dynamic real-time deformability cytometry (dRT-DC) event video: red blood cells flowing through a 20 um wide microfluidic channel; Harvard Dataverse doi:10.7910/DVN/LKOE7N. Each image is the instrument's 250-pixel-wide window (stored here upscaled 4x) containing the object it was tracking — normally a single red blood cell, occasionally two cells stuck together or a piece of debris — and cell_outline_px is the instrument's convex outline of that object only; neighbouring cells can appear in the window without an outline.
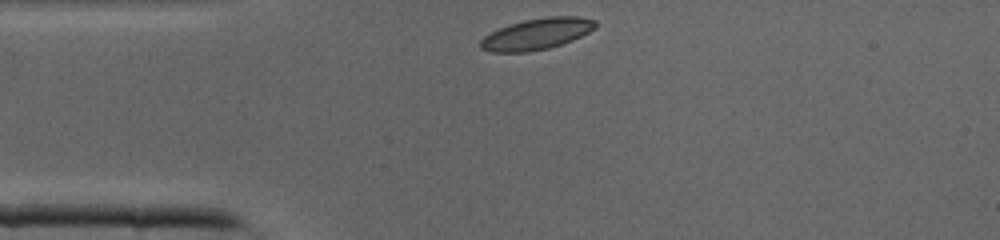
{"species": "common noctule bat (a hibernating species)", "species_latin": "Nyctalus noctula", "temperature_condition": "cold", "stored_images_in_passage": 25, "camera_frame_rate_fps": 3000, "um_per_image_px": 0.085, "animal": {"sex": "male", "body_mass_g": 19.0, "forearm_length_mm": 50.8}, "frame": {"image": 1, "passage_image": 1, "time_ms": 0.0, "image_size_px": [1000, 240], "cell_outline_px": [[596, 28], [572, 40], [548, 48], [528, 52], [492, 52], [480, 48], [480, 40], [484, 36], [500, 28], [524, 20], [548, 16], [580, 16], [596, 20]], "centroid_in_image_um": [45.64, 2.88], "position_along_channel_um": 39.4, "area_um2": 20.75}}
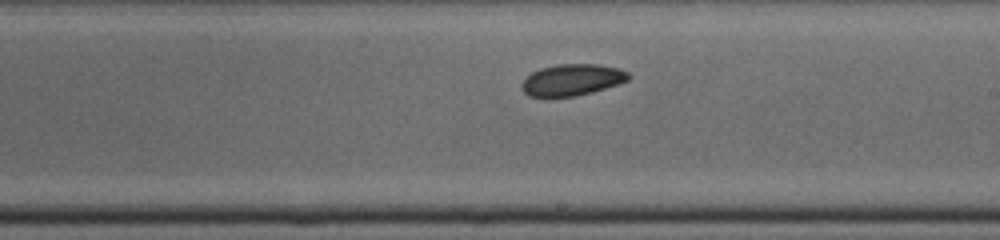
{"frame": {"image": 2, "passage_image": 15, "time_ms": 4.667, "image_size_px": [1000, 240], "cell_outline_px": [[632, 76], [628, 80], [604, 88], [572, 96], [528, 96], [520, 88], [520, 84], [532, 72], [540, 68], [560, 64], [600, 64], [620, 68], [628, 72]], "centroid_in_image_um": [48.62, 6.76], "position_along_channel_um": 240.4, "area_um2": 19.36}}
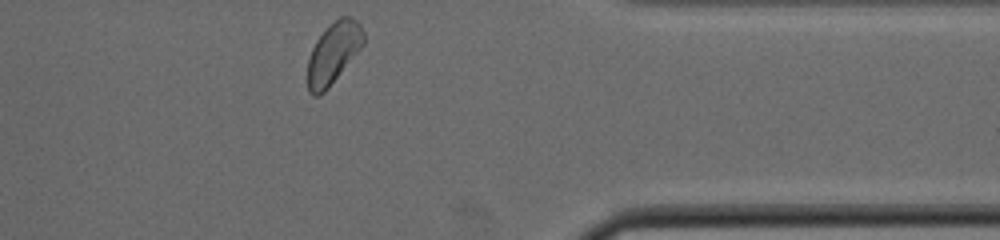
{"frame": {"image": 3, "passage_image": 25, "time_ms": 8.0, "image_size_px": [1000, 240], "cell_outline_px": [[364, 44], [328, 88], [324, 92], [316, 96], [312, 96], [308, 92], [308, 60], [312, 48], [316, 40], [340, 16], [352, 16], [360, 24], [364, 32]], "centroid_in_image_um": [28.34, 4.52], "position_along_channel_um": 383.1, "area_um2": 19.65}}